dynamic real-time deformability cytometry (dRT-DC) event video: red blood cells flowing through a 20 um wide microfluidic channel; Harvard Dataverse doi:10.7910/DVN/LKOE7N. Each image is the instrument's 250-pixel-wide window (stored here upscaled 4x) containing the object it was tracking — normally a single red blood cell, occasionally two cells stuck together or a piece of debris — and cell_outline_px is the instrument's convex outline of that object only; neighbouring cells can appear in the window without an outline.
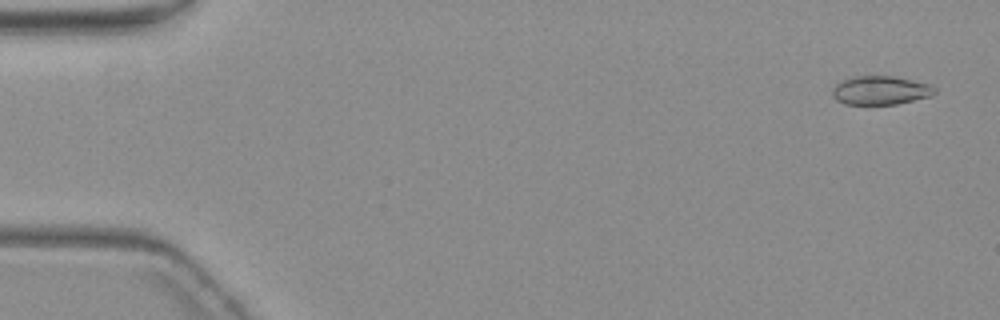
{"species": "common noctule bat (a hibernating species)", "species_latin": "Nyctalus noctula", "temperature_condition": "warm", "stored_images_in_passage": 5, "camera_frame_rate_fps": 3000, "um_per_image_px": 0.085, "animal": {"sex": "female", "body_mass_g": 19.3, "forearm_length_mm": 54.1}, "frame": {"image": 1, "passage_image": 1, "time_ms": 0.0, "image_size_px": [1000, 320], "cell_outline_px": [[936, 92], [932, 96], [896, 104], [844, 104], [836, 100], [832, 96], [832, 88], [836, 84], [852, 76], [892, 76], [928, 84], [936, 88]], "centroid_in_image_um": [74.82, 7.69], "position_along_channel_um": 10.2, "area_um2": 17.05}}
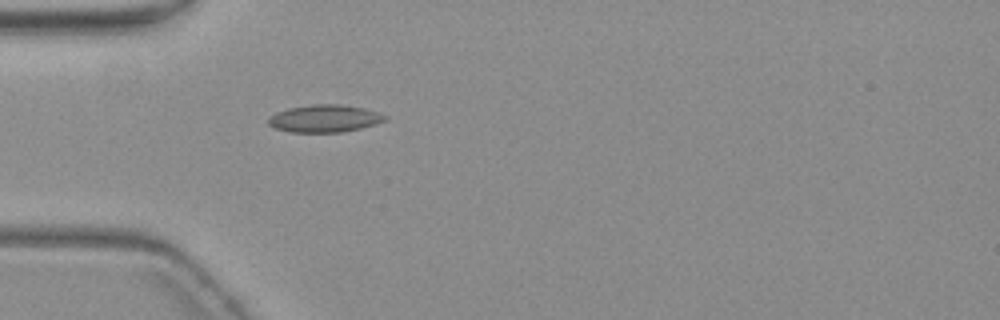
{"frame": {"image": 2, "passage_image": 5, "time_ms": 5.0, "image_size_px": [1000, 320], "cell_outline_px": [[388, 120], [376, 124], [360, 128], [340, 132], [292, 132], [276, 128], [268, 124], [268, 116], [276, 112], [288, 108], [312, 104], [340, 104], [364, 108], [388, 116]], "centroid_in_image_um": [27.59, 10.06], "position_along_channel_um": 57.4, "area_um2": 18.67}}